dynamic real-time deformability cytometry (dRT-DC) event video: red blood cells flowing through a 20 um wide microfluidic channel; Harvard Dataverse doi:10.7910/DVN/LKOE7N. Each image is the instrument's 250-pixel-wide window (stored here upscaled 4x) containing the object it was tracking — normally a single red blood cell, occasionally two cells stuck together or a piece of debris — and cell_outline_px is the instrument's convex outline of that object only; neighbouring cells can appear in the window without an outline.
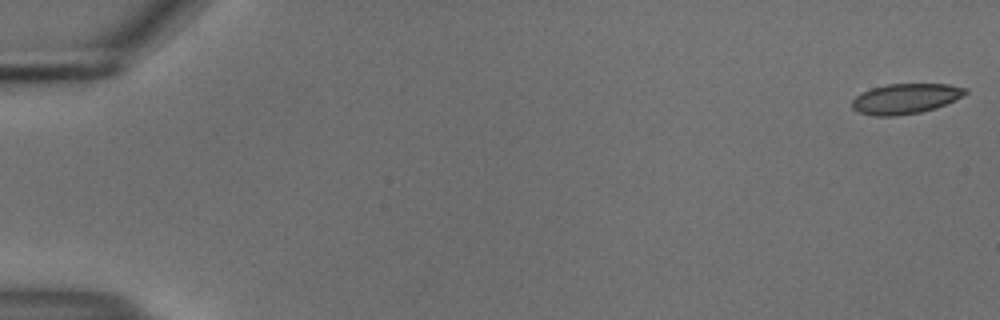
{"species": "common noctule bat (a hibernating species)", "species_latin": "Nyctalus noctula", "temperature_condition": "cold", "stored_images_in_passage": 55, "camera_frame_rate_fps": 3000, "um_per_image_px": 0.085, "animal": {"sex": "male", "body_mass_g": 18.8}, "frame": {"image": 1, "passage_image": 1, "time_ms": 0.0, "image_size_px": [1000, 320], "cell_outline_px": [[968, 92], [964, 96], [936, 108], [920, 112], [896, 116], [876, 116], [856, 112], [852, 108], [852, 100], [856, 96], [872, 88], [888, 84], [948, 84], [968, 88]], "centroid_in_image_um": [76.99, 8.39], "position_along_channel_um": 8.0, "area_um2": 20.0}}
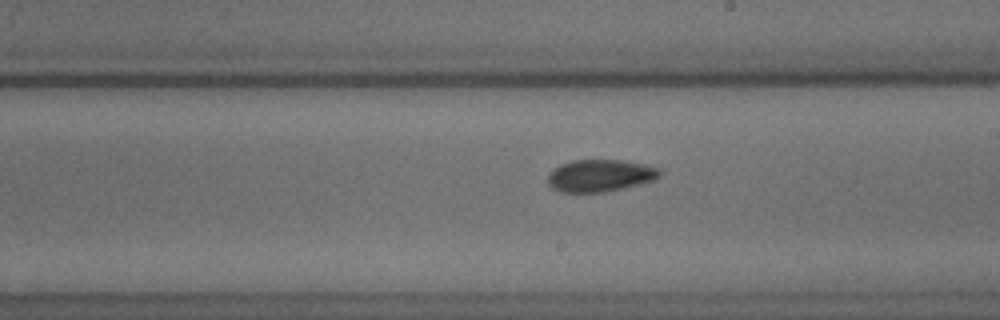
{"frame": {"image": 2, "passage_image": 32, "time_ms": 10.333, "image_size_px": [1000, 320], "cell_outline_px": [[660, 176], [652, 180], [604, 192], [560, 192], [552, 188], [548, 184], [548, 176], [560, 164], [572, 160], [620, 160], [648, 164], [660, 168]], "centroid_in_image_um": [51.0, 14.91], "position_along_channel_um": 238.0, "area_um2": 20.75}}
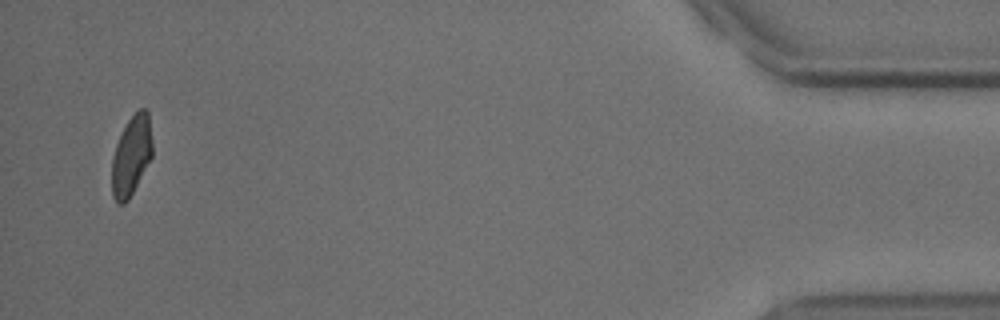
{"frame": {"image": 3, "passage_image": 53, "time_ms": 17.333, "image_size_px": [1000, 320], "cell_outline_px": [[152, 156], [128, 200], [124, 204], [116, 204], [112, 196], [112, 156], [116, 144], [128, 120], [140, 108], [144, 108], [148, 112], [152, 140]], "centroid_in_image_um": [11.15, 13.25], "position_along_channel_um": 424.0, "area_um2": 18.67}, "authors_computed_cell_mechanics": {"area_um2": 20.4034, "velocity_mm_per_s": 3.7267, "shape_relaxation_time_tau1_ms": null, "shape_relaxation_time_tau2_ms": 2.7921, "deformation_change_tau1": null, "deformation_change_tau2": 0.0641}}